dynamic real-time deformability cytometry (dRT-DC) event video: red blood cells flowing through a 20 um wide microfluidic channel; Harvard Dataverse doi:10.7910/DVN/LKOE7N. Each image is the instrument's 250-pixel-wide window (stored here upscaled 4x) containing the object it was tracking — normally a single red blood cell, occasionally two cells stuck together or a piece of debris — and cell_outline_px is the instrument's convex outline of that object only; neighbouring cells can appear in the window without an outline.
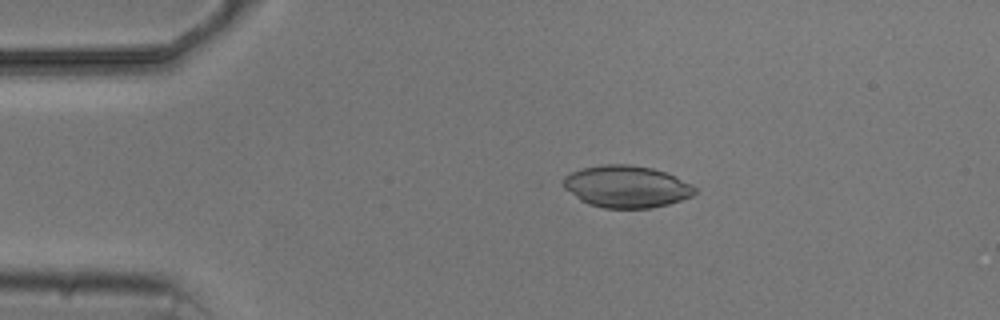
{"species": "common noctule bat (a hibernating species)", "species_latin": "Nyctalus noctula", "temperature_condition": "cold", "stored_images_in_passage": 4, "camera_frame_rate_fps": 3000, "um_per_image_px": 0.085, "animal": {"sex": "male", "body_mass_g": 20.5, "forearm_length_mm": 52.5}, "frame": {"image": 1, "passage_image": 2, "time_ms": 2.0, "image_size_px": [1000, 320], "cell_outline_px": [[696, 192], [692, 196], [668, 204], [652, 208], [604, 208], [588, 204], [580, 200], [564, 188], [564, 176], [572, 172], [584, 168], [604, 164], [628, 164], [652, 168], [664, 172], [692, 184], [696, 188]], "centroid_in_image_um": [53.25, 15.86], "position_along_channel_um": 31.7, "area_um2": 32.02}}